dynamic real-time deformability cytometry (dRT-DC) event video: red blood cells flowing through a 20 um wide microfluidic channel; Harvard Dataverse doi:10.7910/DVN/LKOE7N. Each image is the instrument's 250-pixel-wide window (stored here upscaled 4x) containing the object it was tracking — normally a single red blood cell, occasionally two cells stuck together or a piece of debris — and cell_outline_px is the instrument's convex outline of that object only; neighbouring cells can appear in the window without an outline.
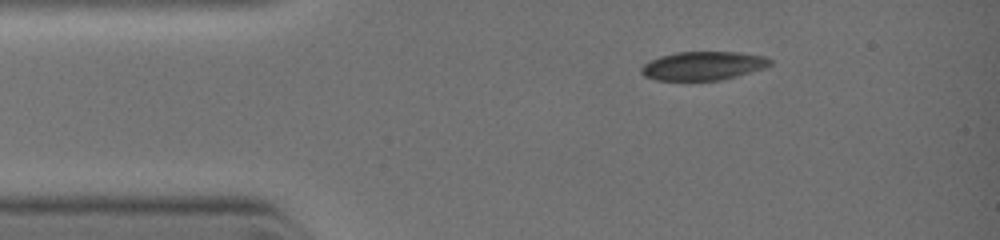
{"species": "common noctule bat (a hibernating species)", "species_latin": "Nyctalus noctula", "temperature_condition": "warm", "stored_images_in_passage": 2, "camera_frame_rate_fps": 3000, "um_per_image_px": 0.085, "animal": {"sex": "female", "body_mass_g": 19.0, "forearm_length_mm": 51.5}, "frame": {"image": 1, "passage_image": 1, "time_ms": 0.0, "image_size_px": [1000, 240], "cell_outline_px": [[772, 64], [764, 68], [736, 76], [720, 80], [652, 80], [644, 76], [640, 72], [640, 68], [648, 60], [660, 56], [676, 52], [740, 52], [764, 56], [772, 60]], "centroid_in_image_um": [59.73, 5.59], "position_along_channel_um": 25.3, "area_um2": 21.62}}